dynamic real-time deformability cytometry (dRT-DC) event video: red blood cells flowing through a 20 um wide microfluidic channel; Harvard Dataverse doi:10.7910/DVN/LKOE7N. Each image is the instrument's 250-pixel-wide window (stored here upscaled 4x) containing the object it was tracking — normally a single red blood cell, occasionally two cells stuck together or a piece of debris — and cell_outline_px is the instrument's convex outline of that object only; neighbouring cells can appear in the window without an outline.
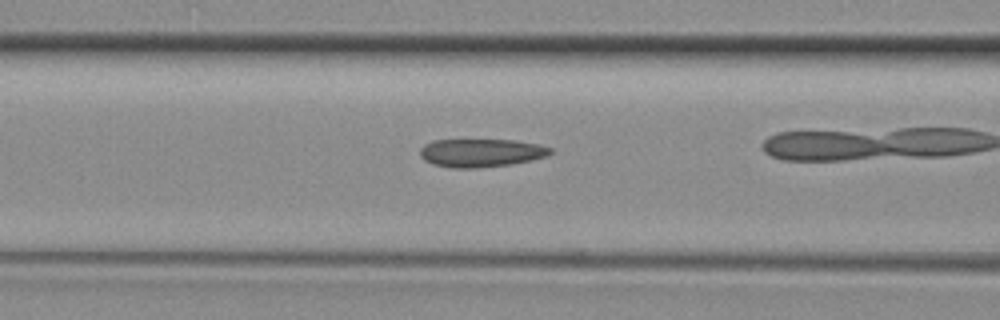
{"species": "common noctule bat (a hibernating species)", "species_latin": "Nyctalus noctula", "temperature_condition": "room temperature", "stored_images_in_passage": 23, "camera_frame_rate_fps": 3000, "um_per_image_px": 0.085, "animal": {"sex": "female", "body_mass_g": 29.2, "forearm_length_mm": 56.3}, "frame": {"image": 1, "passage_image": 7, "time_ms": 2.0, "image_size_px": [1000, 320], "cell_outline_px": [[552, 152], [544, 156], [532, 160], [512, 164], [476, 168], [452, 168], [432, 164], [424, 160], [420, 156], [420, 148], [424, 144], [432, 140], [516, 140], [536, 144], [552, 148]], "centroid_in_image_um": [40.84, 12.99], "position_along_channel_um": 125.8, "area_um2": 21.44}}
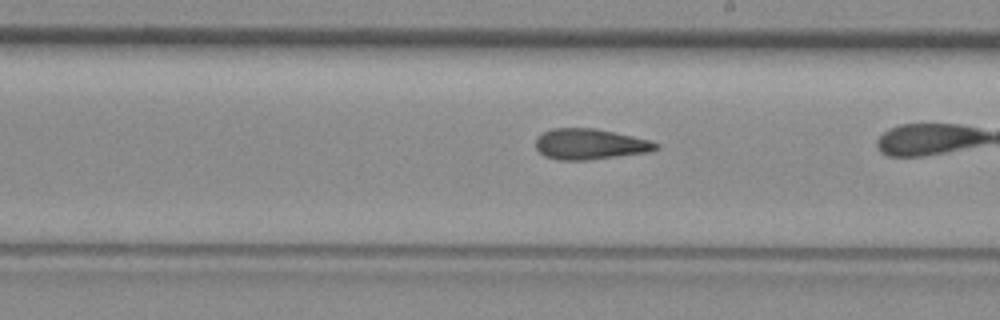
{"frame": {"image": 2, "passage_image": 14, "time_ms": 4.333, "image_size_px": [1000, 320], "cell_outline_px": [[660, 148], [652, 152], [588, 160], [560, 160], [544, 156], [536, 148], [536, 140], [544, 132], [552, 128], [596, 128], [632, 136], [648, 140], [660, 144]], "centroid_in_image_um": [50.19, 12.26], "position_along_channel_um": 238.8, "area_um2": 21.56}}
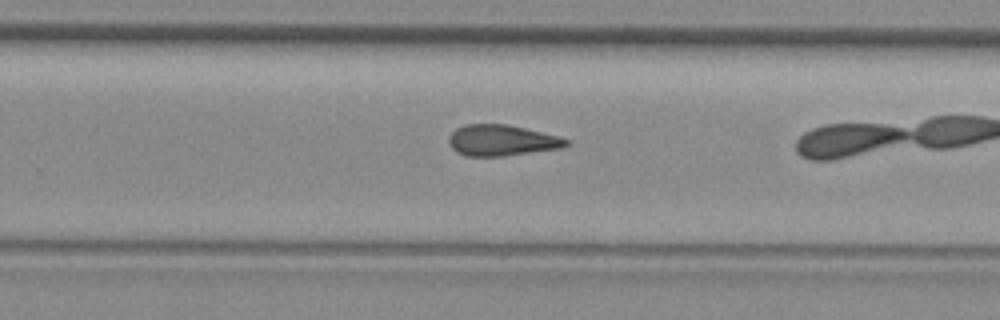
{"frame": {"image": 3, "passage_image": 17, "time_ms": 5.333, "image_size_px": [1000, 320], "cell_outline_px": [[568, 144], [564, 148], [504, 156], [464, 156], [456, 152], [448, 144], [448, 136], [456, 128], [464, 124], [508, 124], [556, 136], [568, 140]], "centroid_in_image_um": [42.59, 11.94], "position_along_channel_um": 287.2, "area_um2": 21.27}}